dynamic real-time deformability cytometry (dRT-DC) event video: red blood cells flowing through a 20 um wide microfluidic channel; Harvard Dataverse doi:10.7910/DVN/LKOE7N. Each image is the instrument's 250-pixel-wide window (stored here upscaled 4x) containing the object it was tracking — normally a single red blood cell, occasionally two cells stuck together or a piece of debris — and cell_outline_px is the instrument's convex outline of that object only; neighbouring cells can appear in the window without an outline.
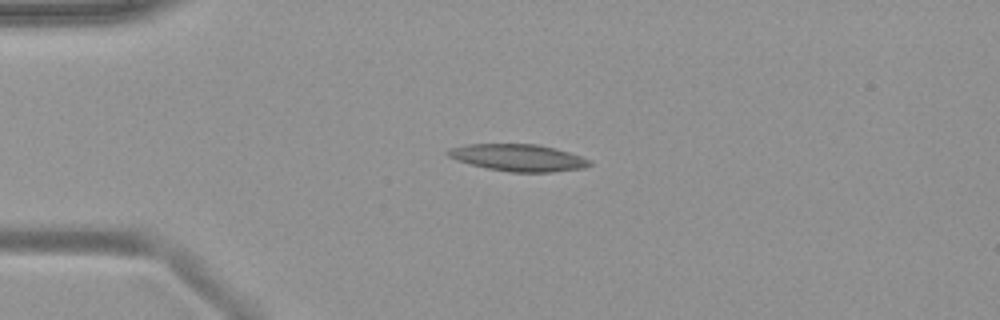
{"species": "common noctule bat (a hibernating species)", "species_latin": "Nyctalus noctula", "temperature_condition": "warm", "stored_images_in_passage": 51, "camera_frame_rate_fps": 3000, "um_per_image_px": 0.085, "animal": {"sex": "female", "body_mass_g": 19.9}, "frame": {"image": 1, "passage_image": 12, "time_ms": 3.667, "image_size_px": [1000, 320], "cell_outline_px": [[592, 164], [584, 168], [552, 172], [508, 172], [488, 168], [456, 160], [448, 156], [444, 152], [448, 148], [464, 144], [536, 144], [556, 148], [592, 160]], "centroid_in_image_um": [44.03, 13.4], "position_along_channel_um": 41.0, "area_um2": 22.37}}
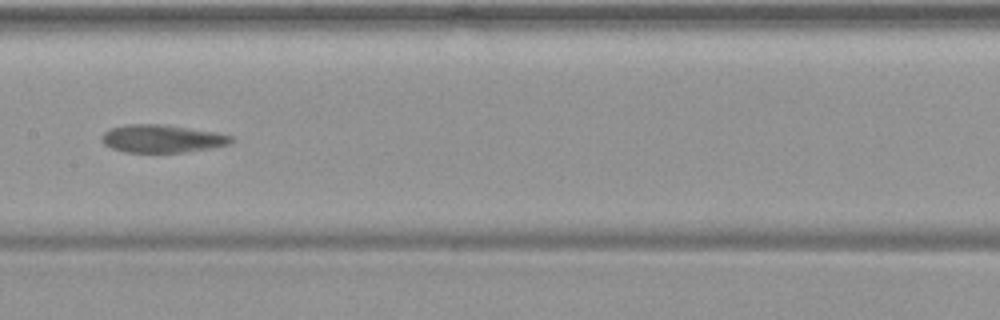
{"frame": {"image": 2, "passage_image": 26, "time_ms": 8.333, "image_size_px": [1000, 320], "cell_outline_px": [[236, 140], [228, 144], [212, 148], [184, 152], [124, 152], [112, 148], [104, 144], [104, 132], [112, 128], [128, 124], [164, 124], [212, 132], [232, 136]], "centroid_in_image_um": [13.8, 11.79], "position_along_channel_um": 193.6, "area_um2": 20.69}}
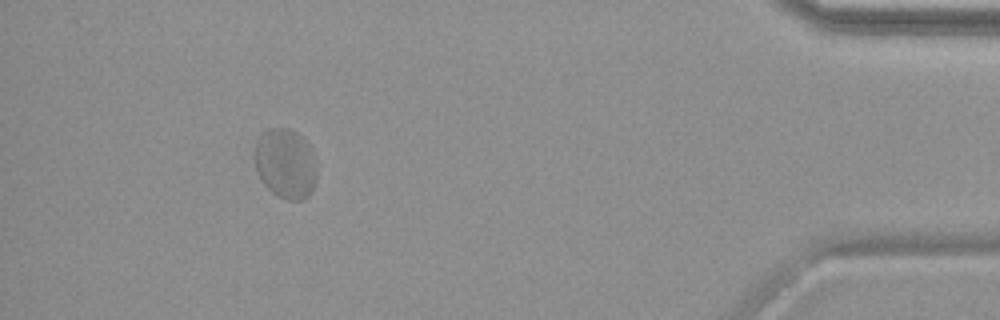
{"frame": {"image": 3, "passage_image": 47, "time_ms": 15.333, "image_size_px": [1000, 320], "cell_outline_px": [[316, 180], [312, 192], [304, 200], [288, 200], [272, 192], [264, 184], [256, 168], [256, 140], [268, 128], [288, 128], [296, 132], [308, 144], [316, 160]], "centroid_in_image_um": [24.3, 13.91], "position_along_channel_um": 410.9, "area_um2": 25.14}}